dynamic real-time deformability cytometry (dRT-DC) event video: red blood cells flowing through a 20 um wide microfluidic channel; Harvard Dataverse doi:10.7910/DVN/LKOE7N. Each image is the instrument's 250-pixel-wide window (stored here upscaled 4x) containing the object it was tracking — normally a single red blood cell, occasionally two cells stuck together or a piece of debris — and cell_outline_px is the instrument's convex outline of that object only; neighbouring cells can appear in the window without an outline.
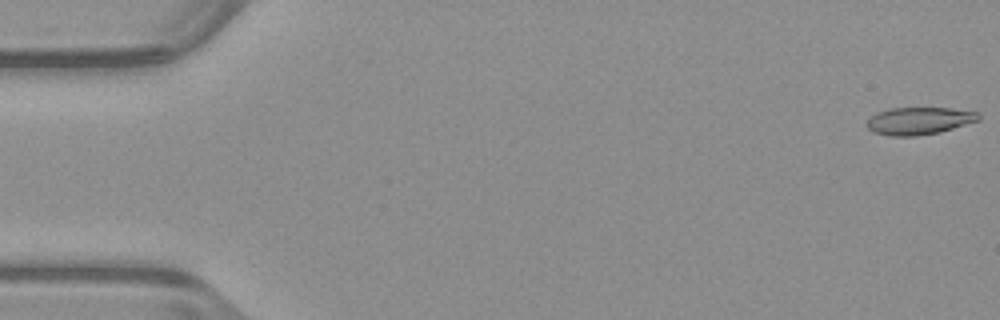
{"species": "common noctule bat (a hibernating species)", "species_latin": "Nyctalus noctula", "temperature_condition": "warm", "stored_images_in_passage": 8, "camera_frame_rate_fps": 3000, "um_per_image_px": 0.085, "animal": {"sex": "male", "body_mass_g": 23.1, "forearm_length_mm": 52.7}, "frame": {"image": 1, "passage_image": 1, "time_ms": 0.0, "image_size_px": [1000, 320], "cell_outline_px": [[980, 120], [940, 132], [916, 136], [892, 136], [872, 132], [864, 124], [876, 112], [888, 108], [952, 108], [976, 112], [980, 116]], "centroid_in_image_um": [78.09, 10.27], "position_along_channel_um": 6.9, "area_um2": 17.92}}